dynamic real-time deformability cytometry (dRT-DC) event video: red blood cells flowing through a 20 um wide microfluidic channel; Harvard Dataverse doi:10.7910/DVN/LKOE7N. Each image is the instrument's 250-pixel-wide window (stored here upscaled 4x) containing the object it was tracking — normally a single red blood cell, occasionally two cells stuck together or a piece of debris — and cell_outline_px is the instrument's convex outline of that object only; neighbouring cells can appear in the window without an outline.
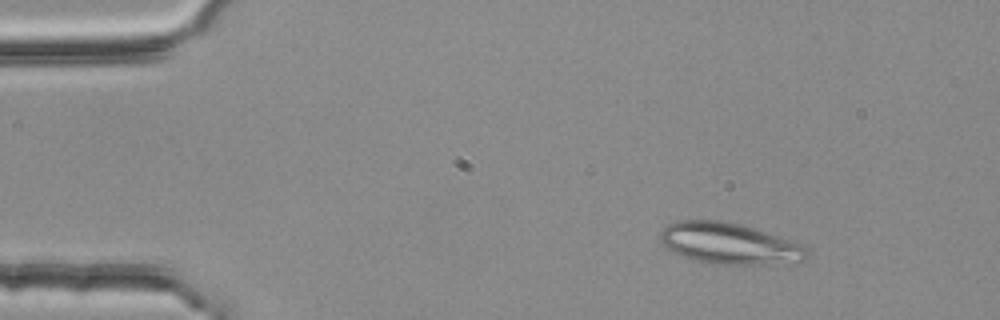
{"species": "common noctule bat (a hibernating species)", "species_latin": "Nyctalus noctula", "temperature_condition": "room temperature", "stored_images_in_passage": 4, "camera_frame_rate_fps": 3000, "um_per_image_px": 0.085, "animal": {"sex": "female", "body_mass_g": 25.1}, "frame": {"image": 1, "passage_image": 1, "time_ms": 0.0, "image_size_px": [1000, 320], "cell_outline_px": [[808, 256], [804, 260], [752, 264], [720, 264], [696, 260], [672, 252], [664, 248], [660, 244], [660, 232], [668, 224], [680, 220], [728, 220], [788, 240], [804, 248], [808, 252]], "centroid_in_image_um": [61.85, 20.67], "position_along_channel_um": 23.1, "area_um2": 34.45}}